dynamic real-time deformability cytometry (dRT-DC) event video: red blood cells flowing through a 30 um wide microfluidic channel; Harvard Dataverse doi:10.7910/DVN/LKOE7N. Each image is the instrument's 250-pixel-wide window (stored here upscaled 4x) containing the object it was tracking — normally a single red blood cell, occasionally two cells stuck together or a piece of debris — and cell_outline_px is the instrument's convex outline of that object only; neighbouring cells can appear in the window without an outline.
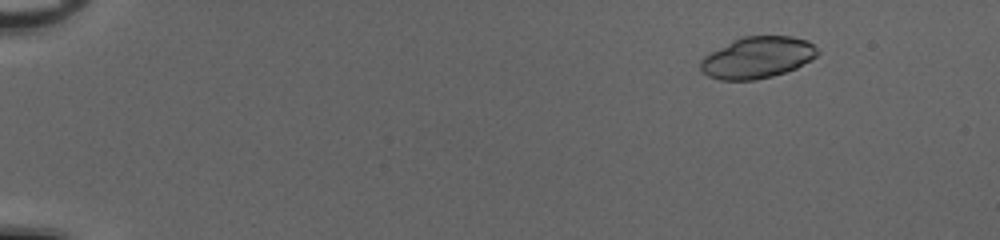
{"species": "common noctule bat (a hibernating species)", "species_latin": "Nyctalus noctula", "temperature_condition": "cold", "stored_images_in_passage": 54, "camera_frame_rate_fps": 3000, "um_per_image_px": 0.085, "animal": {"sex": "female", "body_mass_g": 20.0, "forearm_length_mm": 54.0}, "frame": {"image": 1, "passage_image": 8, "time_ms": 2.333, "image_size_px": [1000, 240], "cell_outline_px": [[820, 52], [816, 56], [796, 68], [772, 76], [756, 80], [720, 80], [708, 76], [700, 68], [700, 60], [704, 56], [732, 40], [744, 36], [792, 36], [808, 40]], "centroid_in_image_um": [64.37, 4.89], "position_along_channel_um": 20.6, "area_um2": 28.21}}
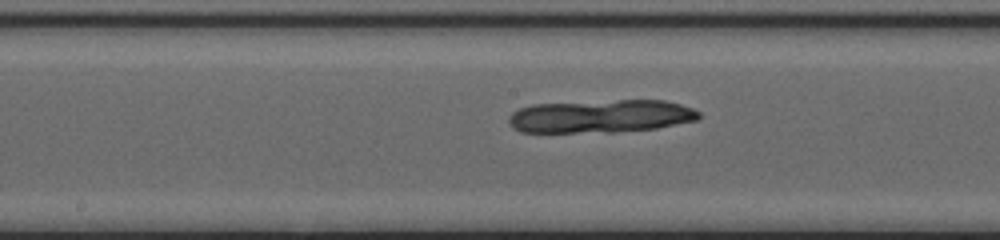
{"frame": {"image": 2, "passage_image": 31, "time_ms": 10.0, "image_size_px": [1000, 240], "cell_outline_px": [[700, 116], [696, 120], [656, 128], [616, 132], [520, 132], [512, 128], [508, 124], [508, 116], [512, 112], [520, 108], [532, 104], [620, 100], [664, 100], [680, 104], [692, 108], [700, 112]], "centroid_in_image_um": [51.02, 9.88], "position_along_channel_um": 197.2, "area_um2": 36.7}}
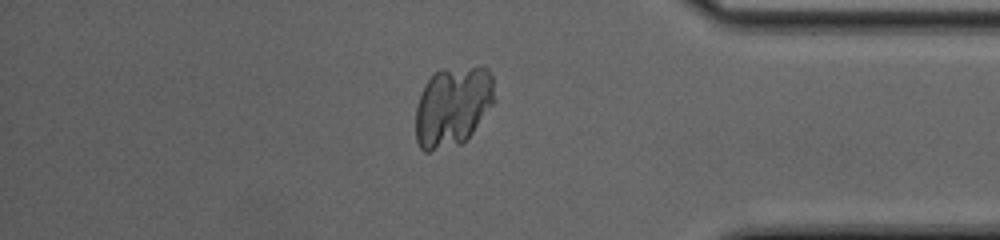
{"frame": {"image": 3, "passage_image": 47, "time_ms": 15.333, "image_size_px": [1000, 240], "cell_outline_px": [[496, 100], [472, 132], [460, 144], [428, 152], [424, 152], [420, 148], [416, 140], [416, 108], [424, 84], [440, 68], [488, 68], [492, 76]], "centroid_in_image_um": [38.47, 9.04], "position_along_channel_um": 396.7, "area_um2": 36.65}}